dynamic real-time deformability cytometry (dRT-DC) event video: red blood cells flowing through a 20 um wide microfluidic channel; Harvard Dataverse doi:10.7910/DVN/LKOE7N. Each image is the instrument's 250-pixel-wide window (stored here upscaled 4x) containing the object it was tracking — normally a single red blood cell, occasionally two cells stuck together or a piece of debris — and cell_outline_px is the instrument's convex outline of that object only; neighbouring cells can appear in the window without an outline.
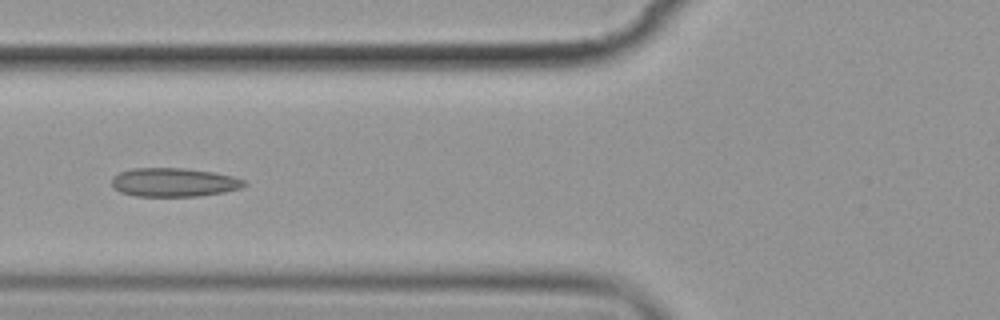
{"species": "common noctule bat (a hibernating species)", "species_latin": "Nyctalus noctula", "temperature_condition": "cold", "stored_images_in_passage": 11, "camera_frame_rate_fps": 3000, "um_per_image_px": 0.085, "animal": {"sex": "female", "body_mass_g": 19.9}, "frame": {"image": 1, "passage_image": 3, "time_ms": 2.333, "image_size_px": [1000, 320], "cell_outline_px": [[248, 184], [240, 188], [224, 192], [196, 196], [136, 196], [120, 192], [112, 184], [112, 176], [120, 172], [132, 168], [188, 168], [212, 172], [232, 176], [248, 180]], "centroid_in_image_um": [14.81, 15.49], "position_along_channel_um": 111.0, "area_um2": 22.25}}
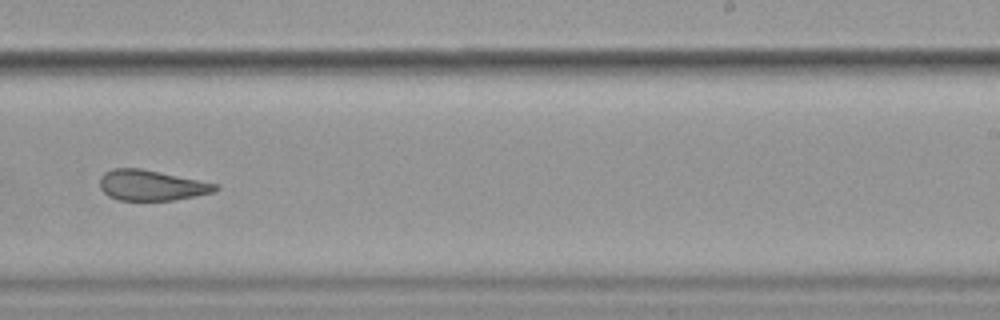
{"frame": {"image": 2, "passage_image": 7, "time_ms": 7.0, "image_size_px": [1000, 320], "cell_outline_px": [[220, 188], [212, 192], [172, 200], [116, 200], [108, 196], [100, 188], [100, 176], [104, 172], [112, 168], [140, 168], [220, 184]], "centroid_in_image_um": [12.84, 15.74], "position_along_channel_um": 276.2, "area_um2": 20.52}}
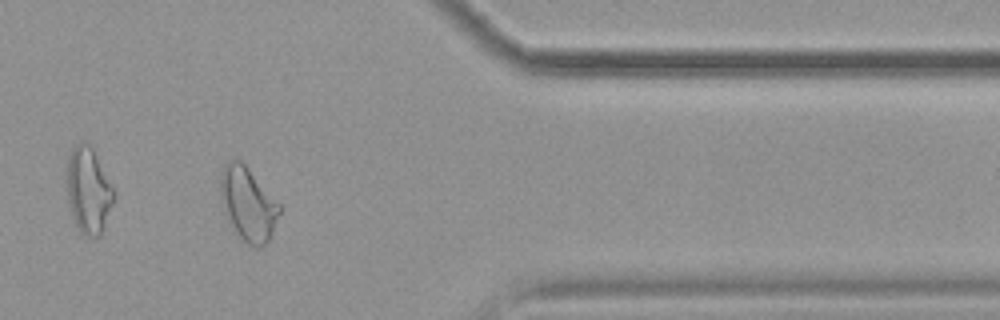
{"frame": {"image": 3, "passage_image": 10, "time_ms": 10.667, "image_size_px": [1000, 320], "cell_outline_px": [[280, 212], [272, 232], [268, 240], [260, 248], [256, 248], [240, 240], [228, 216], [220, 192], [220, 176], [224, 164], [228, 160], [236, 156], [248, 168], [280, 204]], "centroid_in_image_um": [21.08, 17.31], "position_along_channel_um": 390.3, "area_um2": 24.91}, "authors_computed_cell_mechanics": {"area_um2": 21.964, "velocity_mm_per_s": 3.5518, "shape_relaxation_time_tau1_ms": null, "shape_relaxation_time_tau2_ms": 1.6907, "deformation_change_tau1": null, "deformation_change_tau2": 0.063}}